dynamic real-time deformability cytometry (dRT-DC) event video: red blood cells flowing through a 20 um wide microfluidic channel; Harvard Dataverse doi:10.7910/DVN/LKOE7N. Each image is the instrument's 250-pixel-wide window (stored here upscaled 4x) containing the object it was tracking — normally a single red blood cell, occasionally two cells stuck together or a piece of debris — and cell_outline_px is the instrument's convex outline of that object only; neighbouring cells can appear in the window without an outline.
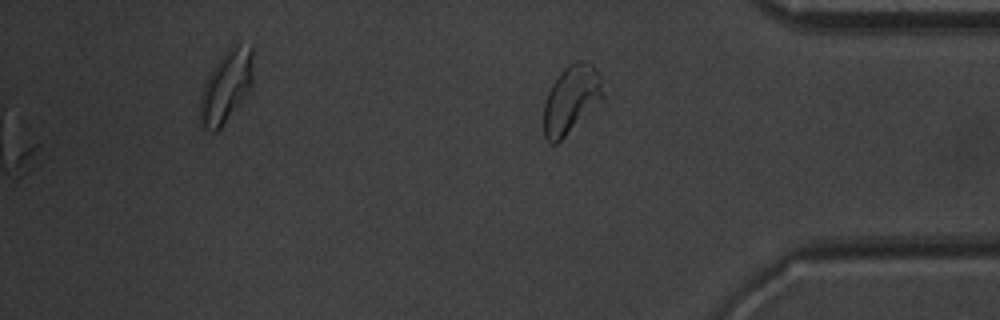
{"species": "common noctule bat (a hibernating species)", "species_latin": "Nyctalus noctula", "temperature_condition": "warm", "stored_images_in_passage": 54, "segment_of_instrument_passage": [2, 2], "camera_frame_rate_fps": 3000, "um_per_image_px": 0.085, "animal": {"sex": "male", "body_mass_g": 20.1, "forearm_length_mm": 53.5}, "frame": {"image": 1, "passage_image": 54, "time_ms": 17.667, "image_size_px": [1000, 320], "cell_outline_px": [[604, 100], [556, 144], [552, 144], [544, 136], [544, 104], [548, 92], [552, 84], [560, 72], [568, 64], [576, 60], [584, 60], [592, 64], [600, 72], [604, 96]], "centroid_in_image_um": [48.58, 8.41], "position_along_channel_um": 386.6, "area_um2": 23.76}}